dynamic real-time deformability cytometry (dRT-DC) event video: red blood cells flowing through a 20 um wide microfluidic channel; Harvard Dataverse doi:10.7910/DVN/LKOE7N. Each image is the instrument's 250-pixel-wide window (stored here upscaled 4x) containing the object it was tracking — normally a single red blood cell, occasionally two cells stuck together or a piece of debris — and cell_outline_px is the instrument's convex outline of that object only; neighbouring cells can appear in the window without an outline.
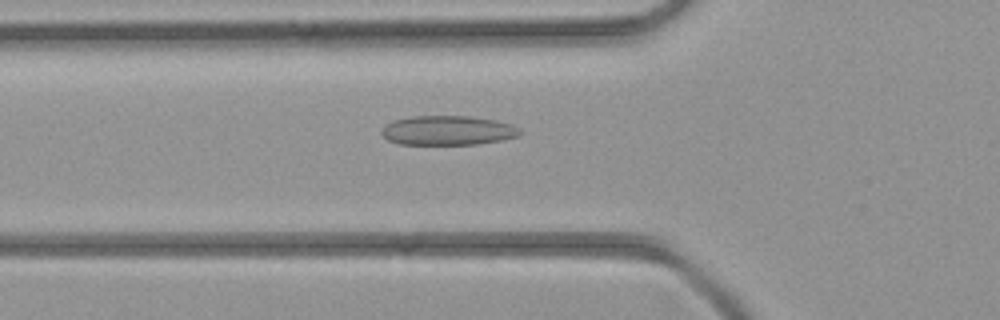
{"species": "common noctule bat (a hibernating species)", "species_latin": "Nyctalus noctula", "temperature_condition": "room temperature", "stored_images_in_passage": 35, "camera_frame_rate_fps": 3000, "um_per_image_px": 0.085, "animal": {"sex": "female", "body_mass_g": 21.9}, "frame": {"image": 1, "passage_image": 6, "time_ms": 1.667, "image_size_px": [1000, 320], "cell_outline_px": [[524, 132], [516, 136], [500, 140], [476, 144], [400, 144], [388, 140], [380, 132], [392, 120], [412, 116], [468, 116], [496, 120], [512, 124], [520, 128]], "centroid_in_image_um": [38.08, 11.08], "position_along_channel_um": 87.7, "area_um2": 23.64}}
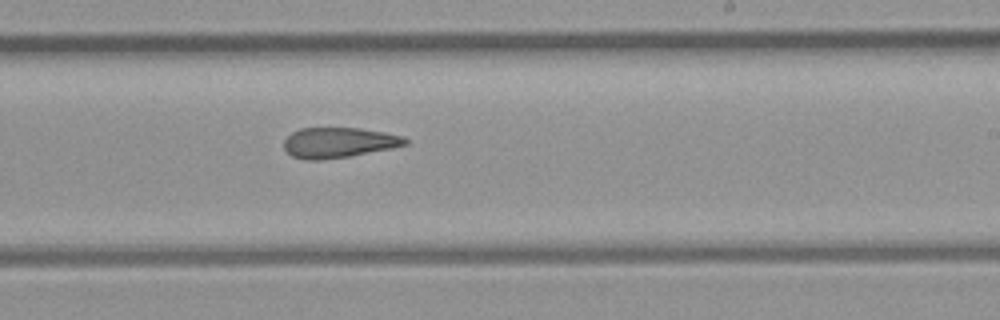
{"frame": {"image": 2, "passage_image": 17, "time_ms": 5.333, "image_size_px": [1000, 320], "cell_outline_px": [[408, 144], [392, 148], [348, 156], [320, 160], [304, 160], [292, 156], [284, 148], [284, 140], [292, 132], [300, 128], [360, 128], [384, 132], [404, 136], [408, 140]], "centroid_in_image_um": [28.79, 12.11], "position_along_channel_um": 260.2, "area_um2": 21.39}}
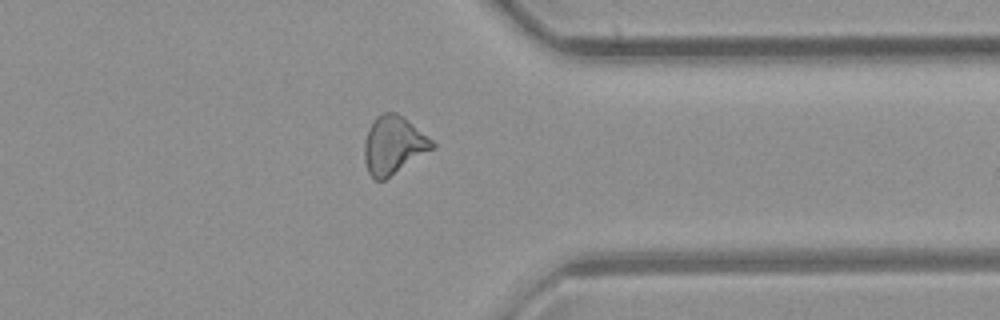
{"frame": {"image": 3, "passage_image": 25, "time_ms": 8.0, "image_size_px": [1000, 320], "cell_outline_px": [[436, 144], [432, 148], [384, 180], [376, 180], [368, 172], [364, 160], [364, 140], [368, 128], [376, 116], [384, 112], [396, 112], [432, 140]], "centroid_in_image_um": [33.38, 12.32], "position_along_channel_um": 378.0, "area_um2": 22.37}}